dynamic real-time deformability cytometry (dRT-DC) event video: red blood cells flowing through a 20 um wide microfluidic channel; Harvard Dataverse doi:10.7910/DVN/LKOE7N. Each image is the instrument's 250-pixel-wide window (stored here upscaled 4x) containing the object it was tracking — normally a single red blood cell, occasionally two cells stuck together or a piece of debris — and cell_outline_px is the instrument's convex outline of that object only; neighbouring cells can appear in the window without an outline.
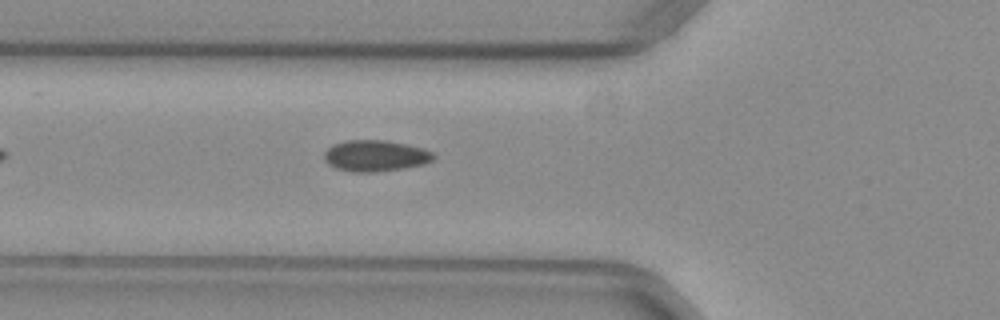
{"species": "common noctule bat (a hibernating species)", "species_latin": "Nyctalus noctula", "temperature_condition": "warm", "stored_images_in_passage": 40, "camera_frame_rate_fps": 3000, "um_per_image_px": 0.085, "animal": {"sex": "female", "body_mass_g": 29.2, "forearm_length_mm": 56.3}, "frame": {"image": 1, "passage_image": 7, "time_ms": 2.0, "image_size_px": [1000, 320], "cell_outline_px": [[436, 156], [432, 160], [424, 164], [404, 168], [376, 172], [352, 172], [336, 168], [328, 164], [324, 160], [324, 152], [332, 144], [344, 140], [384, 140], [424, 148], [432, 152]], "centroid_in_image_um": [31.88, 13.24], "position_along_channel_um": 93.9, "area_um2": 20.0}}
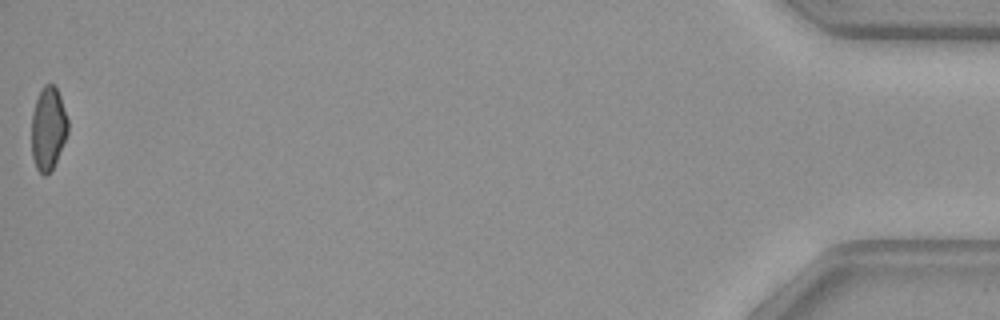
{"frame": {"image": 2, "passage_image": 40, "time_ms": 13.0, "image_size_px": [1000, 320], "cell_outline_px": [[68, 132], [56, 160], [52, 168], [44, 176], [36, 168], [32, 156], [32, 112], [40, 88], [44, 84], [52, 84], [56, 88], [60, 96], [68, 120]], "centroid_in_image_um": [4.08, 10.89], "position_along_channel_um": 431.1, "area_um2": 17.46}, "authors_computed_cell_mechanics": {"area_um2": 19.0162, "velocity_mm_per_s": 4.0011, "shape_relaxation_time_tau1_ms": null, "shape_relaxation_time_tau2_ms": 1.3513, "deformation_change_tau1": null, "deformation_change_tau2": 0.0392}}